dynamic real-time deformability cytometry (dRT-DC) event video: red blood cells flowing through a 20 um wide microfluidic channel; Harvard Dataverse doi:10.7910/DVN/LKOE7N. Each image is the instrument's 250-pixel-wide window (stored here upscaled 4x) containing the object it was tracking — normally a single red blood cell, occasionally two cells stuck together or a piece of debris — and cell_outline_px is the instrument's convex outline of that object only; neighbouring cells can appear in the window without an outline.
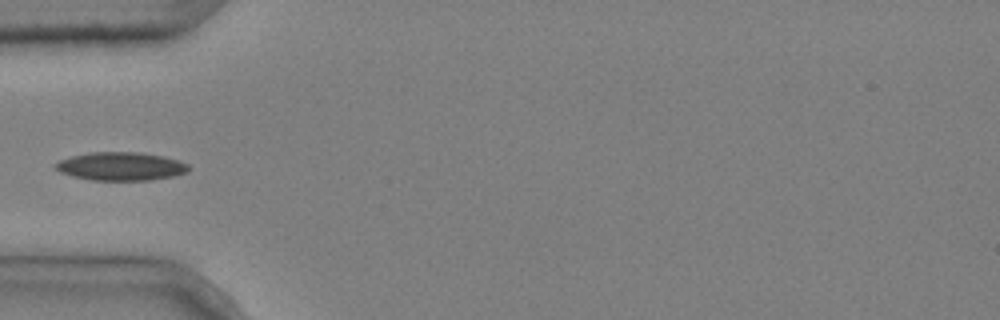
{"species": "common noctule bat (a hibernating species)", "species_latin": "Nyctalus noctula", "temperature_condition": "cold", "stored_images_in_passage": 5, "camera_frame_rate_fps": 3000, "um_per_image_px": 0.085, "animal": {"sex": "male", "body_mass_g": 20.4}, "frame": {"image": 1, "passage_image": 5, "time_ms": 1.333, "image_size_px": [1000, 320], "cell_outline_px": [[188, 172], [172, 176], [148, 180], [92, 180], [72, 176], [60, 172], [52, 164], [60, 160], [72, 156], [88, 152], [140, 152], [164, 156], [188, 164]], "centroid_in_image_um": [10.24, 14.13], "position_along_channel_um": 74.8, "area_um2": 21.91}}